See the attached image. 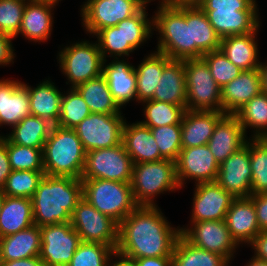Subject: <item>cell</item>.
Instances as JSON below:
<instances>
[{"label":"cell","instance_id":"cell-1","mask_svg":"<svg viewBox=\"0 0 267 266\" xmlns=\"http://www.w3.org/2000/svg\"><path fill=\"white\" fill-rule=\"evenodd\" d=\"M156 206H137L120 223L116 253L136 258L172 256L181 229L170 225Z\"/></svg>","mask_w":267,"mask_h":266},{"label":"cell","instance_id":"cell-2","mask_svg":"<svg viewBox=\"0 0 267 266\" xmlns=\"http://www.w3.org/2000/svg\"><path fill=\"white\" fill-rule=\"evenodd\" d=\"M83 198L81 179L45 175L31 198L34 225L39 227L67 223Z\"/></svg>","mask_w":267,"mask_h":266},{"label":"cell","instance_id":"cell-3","mask_svg":"<svg viewBox=\"0 0 267 266\" xmlns=\"http://www.w3.org/2000/svg\"><path fill=\"white\" fill-rule=\"evenodd\" d=\"M153 18L158 31L157 52L170 59H192L190 2L159 3Z\"/></svg>","mask_w":267,"mask_h":266},{"label":"cell","instance_id":"cell-4","mask_svg":"<svg viewBox=\"0 0 267 266\" xmlns=\"http://www.w3.org/2000/svg\"><path fill=\"white\" fill-rule=\"evenodd\" d=\"M85 158L86 152L74 129L53 125L43 149L45 175L81 179Z\"/></svg>","mask_w":267,"mask_h":266},{"label":"cell","instance_id":"cell-5","mask_svg":"<svg viewBox=\"0 0 267 266\" xmlns=\"http://www.w3.org/2000/svg\"><path fill=\"white\" fill-rule=\"evenodd\" d=\"M131 189L138 206H156L154 200L164 192L179 190L176 163L168 159L134 163Z\"/></svg>","mask_w":267,"mask_h":266},{"label":"cell","instance_id":"cell-6","mask_svg":"<svg viewBox=\"0 0 267 266\" xmlns=\"http://www.w3.org/2000/svg\"><path fill=\"white\" fill-rule=\"evenodd\" d=\"M83 197L99 212L108 215L118 224L138 205L131 184L104 179L82 180Z\"/></svg>","mask_w":267,"mask_h":266},{"label":"cell","instance_id":"cell-7","mask_svg":"<svg viewBox=\"0 0 267 266\" xmlns=\"http://www.w3.org/2000/svg\"><path fill=\"white\" fill-rule=\"evenodd\" d=\"M59 58V59H58ZM59 68L70 88L102 75L103 58L97 41H79L65 46L57 56Z\"/></svg>","mask_w":267,"mask_h":266},{"label":"cell","instance_id":"cell-8","mask_svg":"<svg viewBox=\"0 0 267 266\" xmlns=\"http://www.w3.org/2000/svg\"><path fill=\"white\" fill-rule=\"evenodd\" d=\"M186 109L222 111L221 88L202 58L184 60Z\"/></svg>","mask_w":267,"mask_h":266},{"label":"cell","instance_id":"cell-9","mask_svg":"<svg viewBox=\"0 0 267 266\" xmlns=\"http://www.w3.org/2000/svg\"><path fill=\"white\" fill-rule=\"evenodd\" d=\"M70 223L80 236L81 242L109 245L116 251L119 224L99 212L84 197L74 208Z\"/></svg>","mask_w":267,"mask_h":266},{"label":"cell","instance_id":"cell-10","mask_svg":"<svg viewBox=\"0 0 267 266\" xmlns=\"http://www.w3.org/2000/svg\"><path fill=\"white\" fill-rule=\"evenodd\" d=\"M133 162L123 144L86 152L81 180L104 179L130 183Z\"/></svg>","mask_w":267,"mask_h":266},{"label":"cell","instance_id":"cell-11","mask_svg":"<svg viewBox=\"0 0 267 266\" xmlns=\"http://www.w3.org/2000/svg\"><path fill=\"white\" fill-rule=\"evenodd\" d=\"M147 0H88L80 7L82 24L86 32L94 36L99 30L116 26L119 22L137 14Z\"/></svg>","mask_w":267,"mask_h":266},{"label":"cell","instance_id":"cell-12","mask_svg":"<svg viewBox=\"0 0 267 266\" xmlns=\"http://www.w3.org/2000/svg\"><path fill=\"white\" fill-rule=\"evenodd\" d=\"M122 114L91 113L74 128L85 152L110 148L122 143L123 126L126 121Z\"/></svg>","mask_w":267,"mask_h":266},{"label":"cell","instance_id":"cell-13","mask_svg":"<svg viewBox=\"0 0 267 266\" xmlns=\"http://www.w3.org/2000/svg\"><path fill=\"white\" fill-rule=\"evenodd\" d=\"M39 258L44 266H67L81 243V238L70 222L40 227Z\"/></svg>","mask_w":267,"mask_h":266},{"label":"cell","instance_id":"cell-14","mask_svg":"<svg viewBox=\"0 0 267 266\" xmlns=\"http://www.w3.org/2000/svg\"><path fill=\"white\" fill-rule=\"evenodd\" d=\"M192 224V225H191ZM191 226L180 227L181 235L191 244L223 256L226 260L233 259L239 245L232 238L225 220H207L191 222Z\"/></svg>","mask_w":267,"mask_h":266},{"label":"cell","instance_id":"cell-15","mask_svg":"<svg viewBox=\"0 0 267 266\" xmlns=\"http://www.w3.org/2000/svg\"><path fill=\"white\" fill-rule=\"evenodd\" d=\"M175 163L177 180L181 188L188 179L194 180L195 184L217 179L219 164L207 144L181 149Z\"/></svg>","mask_w":267,"mask_h":266},{"label":"cell","instance_id":"cell-16","mask_svg":"<svg viewBox=\"0 0 267 266\" xmlns=\"http://www.w3.org/2000/svg\"><path fill=\"white\" fill-rule=\"evenodd\" d=\"M251 177L249 143L246 142L219 165L216 182L234 198H249Z\"/></svg>","mask_w":267,"mask_h":266},{"label":"cell","instance_id":"cell-17","mask_svg":"<svg viewBox=\"0 0 267 266\" xmlns=\"http://www.w3.org/2000/svg\"><path fill=\"white\" fill-rule=\"evenodd\" d=\"M190 221L225 220L235 199L216 181L195 184Z\"/></svg>","mask_w":267,"mask_h":266},{"label":"cell","instance_id":"cell-18","mask_svg":"<svg viewBox=\"0 0 267 266\" xmlns=\"http://www.w3.org/2000/svg\"><path fill=\"white\" fill-rule=\"evenodd\" d=\"M249 137L234 114H225L216 124L208 147L220 165L243 147Z\"/></svg>","mask_w":267,"mask_h":266},{"label":"cell","instance_id":"cell-19","mask_svg":"<svg viewBox=\"0 0 267 266\" xmlns=\"http://www.w3.org/2000/svg\"><path fill=\"white\" fill-rule=\"evenodd\" d=\"M31 115L29 92L18 80L0 79V127L16 126Z\"/></svg>","mask_w":267,"mask_h":266},{"label":"cell","instance_id":"cell-20","mask_svg":"<svg viewBox=\"0 0 267 266\" xmlns=\"http://www.w3.org/2000/svg\"><path fill=\"white\" fill-rule=\"evenodd\" d=\"M58 2L55 0H37L26 3L19 34L31 42H45L50 38L54 18L53 11ZM53 9V10H52Z\"/></svg>","mask_w":267,"mask_h":266},{"label":"cell","instance_id":"cell-21","mask_svg":"<svg viewBox=\"0 0 267 266\" xmlns=\"http://www.w3.org/2000/svg\"><path fill=\"white\" fill-rule=\"evenodd\" d=\"M103 61L102 75L106 78L114 101L120 108L131 100L137 101L135 66L126 59L114 58L106 65Z\"/></svg>","mask_w":267,"mask_h":266},{"label":"cell","instance_id":"cell-22","mask_svg":"<svg viewBox=\"0 0 267 266\" xmlns=\"http://www.w3.org/2000/svg\"><path fill=\"white\" fill-rule=\"evenodd\" d=\"M229 233L236 243L250 244L260 232L252 199L235 198L225 216Z\"/></svg>","mask_w":267,"mask_h":266},{"label":"cell","instance_id":"cell-23","mask_svg":"<svg viewBox=\"0 0 267 266\" xmlns=\"http://www.w3.org/2000/svg\"><path fill=\"white\" fill-rule=\"evenodd\" d=\"M261 92L260 68L243 70L235 79L221 88L222 112L234 114Z\"/></svg>","mask_w":267,"mask_h":266},{"label":"cell","instance_id":"cell-24","mask_svg":"<svg viewBox=\"0 0 267 266\" xmlns=\"http://www.w3.org/2000/svg\"><path fill=\"white\" fill-rule=\"evenodd\" d=\"M222 111L187 110L181 121L182 149L208 144Z\"/></svg>","mask_w":267,"mask_h":266},{"label":"cell","instance_id":"cell-25","mask_svg":"<svg viewBox=\"0 0 267 266\" xmlns=\"http://www.w3.org/2000/svg\"><path fill=\"white\" fill-rule=\"evenodd\" d=\"M122 144L134 163L156 162L163 160L151 129L140 122L125 121Z\"/></svg>","mask_w":267,"mask_h":266},{"label":"cell","instance_id":"cell-26","mask_svg":"<svg viewBox=\"0 0 267 266\" xmlns=\"http://www.w3.org/2000/svg\"><path fill=\"white\" fill-rule=\"evenodd\" d=\"M209 23L222 38L254 32L261 24L258 11L203 10Z\"/></svg>","mask_w":267,"mask_h":266},{"label":"cell","instance_id":"cell-27","mask_svg":"<svg viewBox=\"0 0 267 266\" xmlns=\"http://www.w3.org/2000/svg\"><path fill=\"white\" fill-rule=\"evenodd\" d=\"M22 84L29 92L31 115L45 119L52 125H57L63 92L49 78L33 88L24 82Z\"/></svg>","mask_w":267,"mask_h":266},{"label":"cell","instance_id":"cell-28","mask_svg":"<svg viewBox=\"0 0 267 266\" xmlns=\"http://www.w3.org/2000/svg\"><path fill=\"white\" fill-rule=\"evenodd\" d=\"M260 26L252 33L231 35L221 39L220 50L237 67L242 70L257 69L261 65L257 32Z\"/></svg>","mask_w":267,"mask_h":266},{"label":"cell","instance_id":"cell-29","mask_svg":"<svg viewBox=\"0 0 267 266\" xmlns=\"http://www.w3.org/2000/svg\"><path fill=\"white\" fill-rule=\"evenodd\" d=\"M41 230L37 225L0 238V261L39 256Z\"/></svg>","mask_w":267,"mask_h":266},{"label":"cell","instance_id":"cell-30","mask_svg":"<svg viewBox=\"0 0 267 266\" xmlns=\"http://www.w3.org/2000/svg\"><path fill=\"white\" fill-rule=\"evenodd\" d=\"M151 100L186 106L184 60L171 59L165 65L160 82Z\"/></svg>","mask_w":267,"mask_h":266},{"label":"cell","instance_id":"cell-31","mask_svg":"<svg viewBox=\"0 0 267 266\" xmlns=\"http://www.w3.org/2000/svg\"><path fill=\"white\" fill-rule=\"evenodd\" d=\"M190 34L192 59L201 58L205 53L220 49L221 37L196 2H190Z\"/></svg>","mask_w":267,"mask_h":266},{"label":"cell","instance_id":"cell-32","mask_svg":"<svg viewBox=\"0 0 267 266\" xmlns=\"http://www.w3.org/2000/svg\"><path fill=\"white\" fill-rule=\"evenodd\" d=\"M33 225L34 216L31 199L5 196L0 210V238Z\"/></svg>","mask_w":267,"mask_h":266},{"label":"cell","instance_id":"cell-33","mask_svg":"<svg viewBox=\"0 0 267 266\" xmlns=\"http://www.w3.org/2000/svg\"><path fill=\"white\" fill-rule=\"evenodd\" d=\"M171 59L160 52L148 54L143 61L135 67L137 102L151 100L156 87L160 82L163 68Z\"/></svg>","mask_w":267,"mask_h":266},{"label":"cell","instance_id":"cell-34","mask_svg":"<svg viewBox=\"0 0 267 266\" xmlns=\"http://www.w3.org/2000/svg\"><path fill=\"white\" fill-rule=\"evenodd\" d=\"M75 89L82 96L90 108L91 113L117 114L121 108L114 101L106 78L101 75L87 82L81 83Z\"/></svg>","mask_w":267,"mask_h":266},{"label":"cell","instance_id":"cell-35","mask_svg":"<svg viewBox=\"0 0 267 266\" xmlns=\"http://www.w3.org/2000/svg\"><path fill=\"white\" fill-rule=\"evenodd\" d=\"M52 126L47 120L30 115L5 136L14 144L43 150Z\"/></svg>","mask_w":267,"mask_h":266},{"label":"cell","instance_id":"cell-36","mask_svg":"<svg viewBox=\"0 0 267 266\" xmlns=\"http://www.w3.org/2000/svg\"><path fill=\"white\" fill-rule=\"evenodd\" d=\"M234 115L243 127L245 134L248 132L246 129L250 127V129H254L251 138H267V94L261 92L254 96Z\"/></svg>","mask_w":267,"mask_h":266},{"label":"cell","instance_id":"cell-37","mask_svg":"<svg viewBox=\"0 0 267 266\" xmlns=\"http://www.w3.org/2000/svg\"><path fill=\"white\" fill-rule=\"evenodd\" d=\"M225 261L223 256L191 244L182 235L172 255V266H220Z\"/></svg>","mask_w":267,"mask_h":266},{"label":"cell","instance_id":"cell-38","mask_svg":"<svg viewBox=\"0 0 267 266\" xmlns=\"http://www.w3.org/2000/svg\"><path fill=\"white\" fill-rule=\"evenodd\" d=\"M142 104L145 120L139 122L149 128L180 124L186 111V106L158 100H147Z\"/></svg>","mask_w":267,"mask_h":266},{"label":"cell","instance_id":"cell-39","mask_svg":"<svg viewBox=\"0 0 267 266\" xmlns=\"http://www.w3.org/2000/svg\"><path fill=\"white\" fill-rule=\"evenodd\" d=\"M251 191L253 195L267 192V138H249Z\"/></svg>","mask_w":267,"mask_h":266},{"label":"cell","instance_id":"cell-40","mask_svg":"<svg viewBox=\"0 0 267 266\" xmlns=\"http://www.w3.org/2000/svg\"><path fill=\"white\" fill-rule=\"evenodd\" d=\"M0 140L7 147L12 170L44 171L42 149L14 144L4 135H0Z\"/></svg>","mask_w":267,"mask_h":266},{"label":"cell","instance_id":"cell-41","mask_svg":"<svg viewBox=\"0 0 267 266\" xmlns=\"http://www.w3.org/2000/svg\"><path fill=\"white\" fill-rule=\"evenodd\" d=\"M95 36L103 60H107L106 57H129L130 53L135 50L131 45H124L123 21L116 26L99 30Z\"/></svg>","mask_w":267,"mask_h":266},{"label":"cell","instance_id":"cell-42","mask_svg":"<svg viewBox=\"0 0 267 266\" xmlns=\"http://www.w3.org/2000/svg\"><path fill=\"white\" fill-rule=\"evenodd\" d=\"M90 114V108L79 92L75 88H70L63 94L57 125L74 129Z\"/></svg>","mask_w":267,"mask_h":266},{"label":"cell","instance_id":"cell-43","mask_svg":"<svg viewBox=\"0 0 267 266\" xmlns=\"http://www.w3.org/2000/svg\"><path fill=\"white\" fill-rule=\"evenodd\" d=\"M147 6L146 4L137 14L123 20L124 45H131L135 50L153 34V18L147 17Z\"/></svg>","mask_w":267,"mask_h":266},{"label":"cell","instance_id":"cell-44","mask_svg":"<svg viewBox=\"0 0 267 266\" xmlns=\"http://www.w3.org/2000/svg\"><path fill=\"white\" fill-rule=\"evenodd\" d=\"M44 176V171L12 170L2 189L3 193L5 196L31 199Z\"/></svg>","mask_w":267,"mask_h":266},{"label":"cell","instance_id":"cell-45","mask_svg":"<svg viewBox=\"0 0 267 266\" xmlns=\"http://www.w3.org/2000/svg\"><path fill=\"white\" fill-rule=\"evenodd\" d=\"M115 253L109 245L81 242L67 266H107Z\"/></svg>","mask_w":267,"mask_h":266},{"label":"cell","instance_id":"cell-46","mask_svg":"<svg viewBox=\"0 0 267 266\" xmlns=\"http://www.w3.org/2000/svg\"><path fill=\"white\" fill-rule=\"evenodd\" d=\"M164 159L176 161L182 149L181 123L162 127L150 128Z\"/></svg>","mask_w":267,"mask_h":266},{"label":"cell","instance_id":"cell-47","mask_svg":"<svg viewBox=\"0 0 267 266\" xmlns=\"http://www.w3.org/2000/svg\"><path fill=\"white\" fill-rule=\"evenodd\" d=\"M201 58L208 65L212 77L220 88L231 82L243 71L233 64L220 49L205 53Z\"/></svg>","mask_w":267,"mask_h":266},{"label":"cell","instance_id":"cell-48","mask_svg":"<svg viewBox=\"0 0 267 266\" xmlns=\"http://www.w3.org/2000/svg\"><path fill=\"white\" fill-rule=\"evenodd\" d=\"M24 0H0V33L15 37L22 23Z\"/></svg>","mask_w":267,"mask_h":266},{"label":"cell","instance_id":"cell-49","mask_svg":"<svg viewBox=\"0 0 267 266\" xmlns=\"http://www.w3.org/2000/svg\"><path fill=\"white\" fill-rule=\"evenodd\" d=\"M202 10L258 11L256 0H195Z\"/></svg>","mask_w":267,"mask_h":266},{"label":"cell","instance_id":"cell-50","mask_svg":"<svg viewBox=\"0 0 267 266\" xmlns=\"http://www.w3.org/2000/svg\"><path fill=\"white\" fill-rule=\"evenodd\" d=\"M256 210L257 222L260 231H267V192L250 195Z\"/></svg>","mask_w":267,"mask_h":266},{"label":"cell","instance_id":"cell-51","mask_svg":"<svg viewBox=\"0 0 267 266\" xmlns=\"http://www.w3.org/2000/svg\"><path fill=\"white\" fill-rule=\"evenodd\" d=\"M14 37L0 33V66H8L15 58V49L12 44Z\"/></svg>","mask_w":267,"mask_h":266},{"label":"cell","instance_id":"cell-52","mask_svg":"<svg viewBox=\"0 0 267 266\" xmlns=\"http://www.w3.org/2000/svg\"><path fill=\"white\" fill-rule=\"evenodd\" d=\"M254 250V257L267 262V231H260L249 244Z\"/></svg>","mask_w":267,"mask_h":266},{"label":"cell","instance_id":"cell-53","mask_svg":"<svg viewBox=\"0 0 267 266\" xmlns=\"http://www.w3.org/2000/svg\"><path fill=\"white\" fill-rule=\"evenodd\" d=\"M12 172L6 145L0 140V190L5 186L7 178Z\"/></svg>","mask_w":267,"mask_h":266},{"label":"cell","instance_id":"cell-54","mask_svg":"<svg viewBox=\"0 0 267 266\" xmlns=\"http://www.w3.org/2000/svg\"><path fill=\"white\" fill-rule=\"evenodd\" d=\"M136 266H172V256L136 258Z\"/></svg>","mask_w":267,"mask_h":266},{"label":"cell","instance_id":"cell-55","mask_svg":"<svg viewBox=\"0 0 267 266\" xmlns=\"http://www.w3.org/2000/svg\"><path fill=\"white\" fill-rule=\"evenodd\" d=\"M0 266H44L39 256L11 261H0Z\"/></svg>","mask_w":267,"mask_h":266},{"label":"cell","instance_id":"cell-56","mask_svg":"<svg viewBox=\"0 0 267 266\" xmlns=\"http://www.w3.org/2000/svg\"><path fill=\"white\" fill-rule=\"evenodd\" d=\"M113 258H115V259L118 258V259H116V261H112V263H111V260H113ZM107 266H136V265L132 260L127 259V258L115 253L112 256V259L110 258Z\"/></svg>","mask_w":267,"mask_h":266},{"label":"cell","instance_id":"cell-57","mask_svg":"<svg viewBox=\"0 0 267 266\" xmlns=\"http://www.w3.org/2000/svg\"><path fill=\"white\" fill-rule=\"evenodd\" d=\"M260 74H261V86H262V92L264 94H267V61L261 62L260 65Z\"/></svg>","mask_w":267,"mask_h":266},{"label":"cell","instance_id":"cell-58","mask_svg":"<svg viewBox=\"0 0 267 266\" xmlns=\"http://www.w3.org/2000/svg\"><path fill=\"white\" fill-rule=\"evenodd\" d=\"M246 266H267V262L264 260H260L258 258H255L253 256L251 258V260L247 262Z\"/></svg>","mask_w":267,"mask_h":266},{"label":"cell","instance_id":"cell-59","mask_svg":"<svg viewBox=\"0 0 267 266\" xmlns=\"http://www.w3.org/2000/svg\"><path fill=\"white\" fill-rule=\"evenodd\" d=\"M195 2V0H161L158 3Z\"/></svg>","mask_w":267,"mask_h":266},{"label":"cell","instance_id":"cell-60","mask_svg":"<svg viewBox=\"0 0 267 266\" xmlns=\"http://www.w3.org/2000/svg\"><path fill=\"white\" fill-rule=\"evenodd\" d=\"M4 199H5V194L3 193V190H0V210H1Z\"/></svg>","mask_w":267,"mask_h":266},{"label":"cell","instance_id":"cell-61","mask_svg":"<svg viewBox=\"0 0 267 266\" xmlns=\"http://www.w3.org/2000/svg\"><path fill=\"white\" fill-rule=\"evenodd\" d=\"M231 259L226 260L224 263H222L220 266H229Z\"/></svg>","mask_w":267,"mask_h":266},{"label":"cell","instance_id":"cell-62","mask_svg":"<svg viewBox=\"0 0 267 266\" xmlns=\"http://www.w3.org/2000/svg\"><path fill=\"white\" fill-rule=\"evenodd\" d=\"M24 1H26V2H31V1H37V0H24Z\"/></svg>","mask_w":267,"mask_h":266},{"label":"cell","instance_id":"cell-63","mask_svg":"<svg viewBox=\"0 0 267 266\" xmlns=\"http://www.w3.org/2000/svg\"><path fill=\"white\" fill-rule=\"evenodd\" d=\"M151 1H153V0H147V4H148V3H151ZM154 1H155V0H154Z\"/></svg>","mask_w":267,"mask_h":266}]
</instances>
